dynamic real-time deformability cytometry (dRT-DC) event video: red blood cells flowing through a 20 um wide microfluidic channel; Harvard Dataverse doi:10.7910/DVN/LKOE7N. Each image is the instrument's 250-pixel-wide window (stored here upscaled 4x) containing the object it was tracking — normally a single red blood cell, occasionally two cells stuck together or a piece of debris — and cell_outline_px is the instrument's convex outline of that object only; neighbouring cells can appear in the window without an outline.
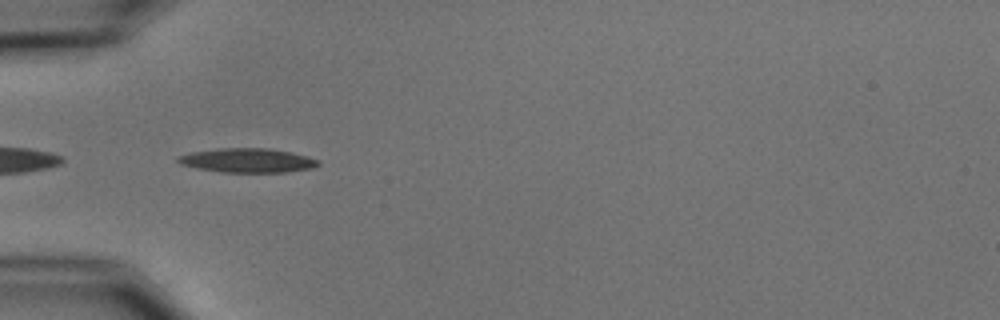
{"species": "common noctule bat (a hibernating species)", "species_latin": "Nyctalus noctula", "temperature_condition": "cold", "stored_images_in_passage": 5, "camera_frame_rate_fps": 3000, "um_per_image_px": 0.085, "animal": {"sex": "male", "body_mass_g": 15.6}, "frame": {"image": 1, "passage_image": 2, "time_ms": 0.333, "image_size_px": [1000, 320], "cell_outline_px": [[320, 164], [312, 168], [284, 172], [220, 172], [196, 168], [180, 164], [176, 160], [180, 156], [192, 152], [216, 148], [268, 148], [288, 152], [320, 160]], "centroid_in_image_um": [21.01, 13.64], "position_along_channel_um": 64.0, "area_um2": 19.59}}